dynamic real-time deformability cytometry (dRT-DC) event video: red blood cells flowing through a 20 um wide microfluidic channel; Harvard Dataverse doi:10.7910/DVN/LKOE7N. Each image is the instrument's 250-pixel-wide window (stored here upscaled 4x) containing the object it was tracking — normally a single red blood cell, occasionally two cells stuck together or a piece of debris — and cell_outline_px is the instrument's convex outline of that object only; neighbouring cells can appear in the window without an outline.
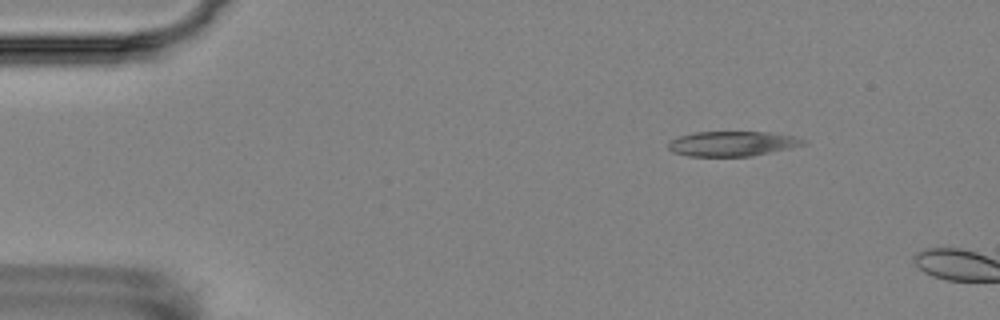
{"species": "Egyptian fruit bat (a non-hibernating species)", "species_latin": "Rousettus aegyptiacus", "temperature_condition": "room temperature", "stored_images_in_passage": 3, "camera_frame_rate_fps": 3000, "um_per_image_px": 0.085, "animal": {"sex": "female"}, "frame": {"image": 1, "passage_image": 2, "time_ms": 1.0, "image_size_px": [1000, 320], "cell_outline_px": [[808, 140], [804, 144], [788, 148], [752, 156], [688, 156], [672, 152], [668, 148], [668, 144], [672, 140], [680, 136], [696, 132], [768, 132], [792, 136]], "centroid_in_image_um": [62.23, 12.21], "position_along_channel_um": 22.8, "area_um2": 19.36}}